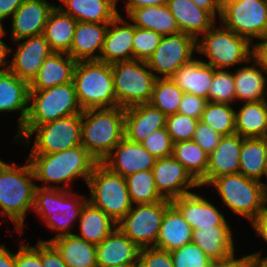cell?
I'll use <instances>...</instances> for the list:
<instances>
[{"instance_id": "obj_10", "label": "cell", "mask_w": 267, "mask_h": 267, "mask_svg": "<svg viewBox=\"0 0 267 267\" xmlns=\"http://www.w3.org/2000/svg\"><path fill=\"white\" fill-rule=\"evenodd\" d=\"M217 188L219 196L234 214L255 219L264 208V184L241 173L225 174L209 184Z\"/></svg>"}, {"instance_id": "obj_5", "label": "cell", "mask_w": 267, "mask_h": 267, "mask_svg": "<svg viewBox=\"0 0 267 267\" xmlns=\"http://www.w3.org/2000/svg\"><path fill=\"white\" fill-rule=\"evenodd\" d=\"M71 190V188L62 189V186L57 188L37 186L35 188L33 210L42 217L50 230L59 231L54 238L44 242H50L64 235L75 234L71 233L70 229L73 227V221L80 218L82 207L88 201V197L76 195L77 193L73 194Z\"/></svg>"}, {"instance_id": "obj_46", "label": "cell", "mask_w": 267, "mask_h": 267, "mask_svg": "<svg viewBox=\"0 0 267 267\" xmlns=\"http://www.w3.org/2000/svg\"><path fill=\"white\" fill-rule=\"evenodd\" d=\"M174 267H210L212 260L193 242L171 252Z\"/></svg>"}, {"instance_id": "obj_43", "label": "cell", "mask_w": 267, "mask_h": 267, "mask_svg": "<svg viewBox=\"0 0 267 267\" xmlns=\"http://www.w3.org/2000/svg\"><path fill=\"white\" fill-rule=\"evenodd\" d=\"M236 101L233 73L214 69L213 82L208 92V102L232 104Z\"/></svg>"}, {"instance_id": "obj_4", "label": "cell", "mask_w": 267, "mask_h": 267, "mask_svg": "<svg viewBox=\"0 0 267 267\" xmlns=\"http://www.w3.org/2000/svg\"><path fill=\"white\" fill-rule=\"evenodd\" d=\"M73 83L82 110L117 107L111 64L77 61Z\"/></svg>"}, {"instance_id": "obj_56", "label": "cell", "mask_w": 267, "mask_h": 267, "mask_svg": "<svg viewBox=\"0 0 267 267\" xmlns=\"http://www.w3.org/2000/svg\"><path fill=\"white\" fill-rule=\"evenodd\" d=\"M25 0H0V23L11 17Z\"/></svg>"}, {"instance_id": "obj_33", "label": "cell", "mask_w": 267, "mask_h": 267, "mask_svg": "<svg viewBox=\"0 0 267 267\" xmlns=\"http://www.w3.org/2000/svg\"><path fill=\"white\" fill-rule=\"evenodd\" d=\"M50 243L57 249L68 267H98L96 244L81 239L76 234L64 235Z\"/></svg>"}, {"instance_id": "obj_32", "label": "cell", "mask_w": 267, "mask_h": 267, "mask_svg": "<svg viewBox=\"0 0 267 267\" xmlns=\"http://www.w3.org/2000/svg\"><path fill=\"white\" fill-rule=\"evenodd\" d=\"M252 66L239 67L233 73L236 101L256 102L266 100V71L251 58ZM254 63V64H253Z\"/></svg>"}, {"instance_id": "obj_20", "label": "cell", "mask_w": 267, "mask_h": 267, "mask_svg": "<svg viewBox=\"0 0 267 267\" xmlns=\"http://www.w3.org/2000/svg\"><path fill=\"white\" fill-rule=\"evenodd\" d=\"M171 203L181 212L183 218L191 225L192 230L212 227L213 225H229L224 214L199 194L191 192L181 195Z\"/></svg>"}, {"instance_id": "obj_34", "label": "cell", "mask_w": 267, "mask_h": 267, "mask_svg": "<svg viewBox=\"0 0 267 267\" xmlns=\"http://www.w3.org/2000/svg\"><path fill=\"white\" fill-rule=\"evenodd\" d=\"M243 103L235 110V132L242 138L267 137V100Z\"/></svg>"}, {"instance_id": "obj_21", "label": "cell", "mask_w": 267, "mask_h": 267, "mask_svg": "<svg viewBox=\"0 0 267 267\" xmlns=\"http://www.w3.org/2000/svg\"><path fill=\"white\" fill-rule=\"evenodd\" d=\"M166 115L149 103L125 108L124 137L141 143L152 132L166 127Z\"/></svg>"}, {"instance_id": "obj_47", "label": "cell", "mask_w": 267, "mask_h": 267, "mask_svg": "<svg viewBox=\"0 0 267 267\" xmlns=\"http://www.w3.org/2000/svg\"><path fill=\"white\" fill-rule=\"evenodd\" d=\"M142 146L156 158H166L173 154V142L166 127L152 132L141 142Z\"/></svg>"}, {"instance_id": "obj_19", "label": "cell", "mask_w": 267, "mask_h": 267, "mask_svg": "<svg viewBox=\"0 0 267 267\" xmlns=\"http://www.w3.org/2000/svg\"><path fill=\"white\" fill-rule=\"evenodd\" d=\"M55 5L47 0H25L12 16L11 38L15 42L43 34Z\"/></svg>"}, {"instance_id": "obj_54", "label": "cell", "mask_w": 267, "mask_h": 267, "mask_svg": "<svg viewBox=\"0 0 267 267\" xmlns=\"http://www.w3.org/2000/svg\"><path fill=\"white\" fill-rule=\"evenodd\" d=\"M252 58L267 72V35L261 37L259 43L252 44Z\"/></svg>"}, {"instance_id": "obj_45", "label": "cell", "mask_w": 267, "mask_h": 267, "mask_svg": "<svg viewBox=\"0 0 267 267\" xmlns=\"http://www.w3.org/2000/svg\"><path fill=\"white\" fill-rule=\"evenodd\" d=\"M199 120L180 113L166 117V128L173 143L193 139L194 131Z\"/></svg>"}, {"instance_id": "obj_24", "label": "cell", "mask_w": 267, "mask_h": 267, "mask_svg": "<svg viewBox=\"0 0 267 267\" xmlns=\"http://www.w3.org/2000/svg\"><path fill=\"white\" fill-rule=\"evenodd\" d=\"M242 137L237 133L222 136L208 157L206 185L219 176L239 173Z\"/></svg>"}, {"instance_id": "obj_42", "label": "cell", "mask_w": 267, "mask_h": 267, "mask_svg": "<svg viewBox=\"0 0 267 267\" xmlns=\"http://www.w3.org/2000/svg\"><path fill=\"white\" fill-rule=\"evenodd\" d=\"M199 121L222 136L236 133L235 110L227 103L207 102Z\"/></svg>"}, {"instance_id": "obj_6", "label": "cell", "mask_w": 267, "mask_h": 267, "mask_svg": "<svg viewBox=\"0 0 267 267\" xmlns=\"http://www.w3.org/2000/svg\"><path fill=\"white\" fill-rule=\"evenodd\" d=\"M82 113L57 119L37 126H22L14 140L30 143V136L36 132L30 154H49L81 145ZM25 138V139H24Z\"/></svg>"}, {"instance_id": "obj_57", "label": "cell", "mask_w": 267, "mask_h": 267, "mask_svg": "<svg viewBox=\"0 0 267 267\" xmlns=\"http://www.w3.org/2000/svg\"><path fill=\"white\" fill-rule=\"evenodd\" d=\"M201 9L211 13L215 18L216 15H221V1L222 0H191ZM217 13V14H216Z\"/></svg>"}, {"instance_id": "obj_59", "label": "cell", "mask_w": 267, "mask_h": 267, "mask_svg": "<svg viewBox=\"0 0 267 267\" xmlns=\"http://www.w3.org/2000/svg\"><path fill=\"white\" fill-rule=\"evenodd\" d=\"M4 35H5V29L3 27L0 30V71H5L9 69L10 64L7 61V56L11 51H13L12 48L5 45V43L1 40L2 36Z\"/></svg>"}, {"instance_id": "obj_50", "label": "cell", "mask_w": 267, "mask_h": 267, "mask_svg": "<svg viewBox=\"0 0 267 267\" xmlns=\"http://www.w3.org/2000/svg\"><path fill=\"white\" fill-rule=\"evenodd\" d=\"M16 267H43L41 260V241L35 246L20 245L18 252L15 253Z\"/></svg>"}, {"instance_id": "obj_25", "label": "cell", "mask_w": 267, "mask_h": 267, "mask_svg": "<svg viewBox=\"0 0 267 267\" xmlns=\"http://www.w3.org/2000/svg\"><path fill=\"white\" fill-rule=\"evenodd\" d=\"M166 4L176 19L179 31L196 40L216 23L217 18L191 0H167Z\"/></svg>"}, {"instance_id": "obj_29", "label": "cell", "mask_w": 267, "mask_h": 267, "mask_svg": "<svg viewBox=\"0 0 267 267\" xmlns=\"http://www.w3.org/2000/svg\"><path fill=\"white\" fill-rule=\"evenodd\" d=\"M213 77L214 68L211 65L193 58L183 64L170 78L184 93L200 96L208 101Z\"/></svg>"}, {"instance_id": "obj_37", "label": "cell", "mask_w": 267, "mask_h": 267, "mask_svg": "<svg viewBox=\"0 0 267 267\" xmlns=\"http://www.w3.org/2000/svg\"><path fill=\"white\" fill-rule=\"evenodd\" d=\"M79 220L81 239L93 244H100L116 227L113 221L101 209L87 201L82 207Z\"/></svg>"}, {"instance_id": "obj_1", "label": "cell", "mask_w": 267, "mask_h": 267, "mask_svg": "<svg viewBox=\"0 0 267 267\" xmlns=\"http://www.w3.org/2000/svg\"><path fill=\"white\" fill-rule=\"evenodd\" d=\"M24 166L8 164L0 160V208L2 217L8 216L15 230L23 232L24 219L29 209L34 208L35 175L30 161Z\"/></svg>"}, {"instance_id": "obj_64", "label": "cell", "mask_w": 267, "mask_h": 267, "mask_svg": "<svg viewBox=\"0 0 267 267\" xmlns=\"http://www.w3.org/2000/svg\"><path fill=\"white\" fill-rule=\"evenodd\" d=\"M4 27V25H2V23H0V30Z\"/></svg>"}, {"instance_id": "obj_14", "label": "cell", "mask_w": 267, "mask_h": 267, "mask_svg": "<svg viewBox=\"0 0 267 267\" xmlns=\"http://www.w3.org/2000/svg\"><path fill=\"white\" fill-rule=\"evenodd\" d=\"M194 51H197L194 37L182 32L166 35L146 63L157 78H170L183 64L193 59Z\"/></svg>"}, {"instance_id": "obj_36", "label": "cell", "mask_w": 267, "mask_h": 267, "mask_svg": "<svg viewBox=\"0 0 267 267\" xmlns=\"http://www.w3.org/2000/svg\"><path fill=\"white\" fill-rule=\"evenodd\" d=\"M77 21L63 13L58 7L50 12L44 27L43 36L53 52L68 54L74 38Z\"/></svg>"}, {"instance_id": "obj_61", "label": "cell", "mask_w": 267, "mask_h": 267, "mask_svg": "<svg viewBox=\"0 0 267 267\" xmlns=\"http://www.w3.org/2000/svg\"><path fill=\"white\" fill-rule=\"evenodd\" d=\"M253 255V267H267V257H261V252H255Z\"/></svg>"}, {"instance_id": "obj_30", "label": "cell", "mask_w": 267, "mask_h": 267, "mask_svg": "<svg viewBox=\"0 0 267 267\" xmlns=\"http://www.w3.org/2000/svg\"><path fill=\"white\" fill-rule=\"evenodd\" d=\"M192 227L171 203L164 214L155 248L172 252L192 242Z\"/></svg>"}, {"instance_id": "obj_12", "label": "cell", "mask_w": 267, "mask_h": 267, "mask_svg": "<svg viewBox=\"0 0 267 267\" xmlns=\"http://www.w3.org/2000/svg\"><path fill=\"white\" fill-rule=\"evenodd\" d=\"M220 19L222 26L246 38L267 35V0H222Z\"/></svg>"}, {"instance_id": "obj_28", "label": "cell", "mask_w": 267, "mask_h": 267, "mask_svg": "<svg viewBox=\"0 0 267 267\" xmlns=\"http://www.w3.org/2000/svg\"><path fill=\"white\" fill-rule=\"evenodd\" d=\"M234 238L229 225L194 229L192 242L212 260H224L235 254Z\"/></svg>"}, {"instance_id": "obj_13", "label": "cell", "mask_w": 267, "mask_h": 267, "mask_svg": "<svg viewBox=\"0 0 267 267\" xmlns=\"http://www.w3.org/2000/svg\"><path fill=\"white\" fill-rule=\"evenodd\" d=\"M169 200L132 205L117 227L139 248L154 247Z\"/></svg>"}, {"instance_id": "obj_22", "label": "cell", "mask_w": 267, "mask_h": 267, "mask_svg": "<svg viewBox=\"0 0 267 267\" xmlns=\"http://www.w3.org/2000/svg\"><path fill=\"white\" fill-rule=\"evenodd\" d=\"M122 24V26L120 25ZM125 24V25H124ZM134 25L118 14L110 23L99 61L113 64L133 59Z\"/></svg>"}, {"instance_id": "obj_27", "label": "cell", "mask_w": 267, "mask_h": 267, "mask_svg": "<svg viewBox=\"0 0 267 267\" xmlns=\"http://www.w3.org/2000/svg\"><path fill=\"white\" fill-rule=\"evenodd\" d=\"M64 55H66L64 57ZM77 61L70 55L52 52L41 65L36 77L29 84L30 90H44L59 84L73 82Z\"/></svg>"}, {"instance_id": "obj_23", "label": "cell", "mask_w": 267, "mask_h": 267, "mask_svg": "<svg viewBox=\"0 0 267 267\" xmlns=\"http://www.w3.org/2000/svg\"><path fill=\"white\" fill-rule=\"evenodd\" d=\"M108 26L109 23L77 22L68 55L76 61L99 60Z\"/></svg>"}, {"instance_id": "obj_17", "label": "cell", "mask_w": 267, "mask_h": 267, "mask_svg": "<svg viewBox=\"0 0 267 267\" xmlns=\"http://www.w3.org/2000/svg\"><path fill=\"white\" fill-rule=\"evenodd\" d=\"M140 249L116 227L96 245L97 266L138 267Z\"/></svg>"}, {"instance_id": "obj_48", "label": "cell", "mask_w": 267, "mask_h": 267, "mask_svg": "<svg viewBox=\"0 0 267 267\" xmlns=\"http://www.w3.org/2000/svg\"><path fill=\"white\" fill-rule=\"evenodd\" d=\"M138 267H174L171 252L155 247L141 248Z\"/></svg>"}, {"instance_id": "obj_53", "label": "cell", "mask_w": 267, "mask_h": 267, "mask_svg": "<svg viewBox=\"0 0 267 267\" xmlns=\"http://www.w3.org/2000/svg\"><path fill=\"white\" fill-rule=\"evenodd\" d=\"M210 267H253V255L248 254L237 259L233 254L227 259L212 261Z\"/></svg>"}, {"instance_id": "obj_7", "label": "cell", "mask_w": 267, "mask_h": 267, "mask_svg": "<svg viewBox=\"0 0 267 267\" xmlns=\"http://www.w3.org/2000/svg\"><path fill=\"white\" fill-rule=\"evenodd\" d=\"M90 190L88 201L101 209L115 223H119L132 208L126 179L97 163L88 178Z\"/></svg>"}, {"instance_id": "obj_15", "label": "cell", "mask_w": 267, "mask_h": 267, "mask_svg": "<svg viewBox=\"0 0 267 267\" xmlns=\"http://www.w3.org/2000/svg\"><path fill=\"white\" fill-rule=\"evenodd\" d=\"M156 189L160 196L173 201L191 193V188L200 187L186 168L173 156L157 158L152 168Z\"/></svg>"}, {"instance_id": "obj_26", "label": "cell", "mask_w": 267, "mask_h": 267, "mask_svg": "<svg viewBox=\"0 0 267 267\" xmlns=\"http://www.w3.org/2000/svg\"><path fill=\"white\" fill-rule=\"evenodd\" d=\"M29 83L19 78L9 69L0 71V112L20 111L19 130L27 117L29 109Z\"/></svg>"}, {"instance_id": "obj_18", "label": "cell", "mask_w": 267, "mask_h": 267, "mask_svg": "<svg viewBox=\"0 0 267 267\" xmlns=\"http://www.w3.org/2000/svg\"><path fill=\"white\" fill-rule=\"evenodd\" d=\"M10 62L9 70L29 84L45 59L53 52L43 34L25 38Z\"/></svg>"}, {"instance_id": "obj_55", "label": "cell", "mask_w": 267, "mask_h": 267, "mask_svg": "<svg viewBox=\"0 0 267 267\" xmlns=\"http://www.w3.org/2000/svg\"><path fill=\"white\" fill-rule=\"evenodd\" d=\"M252 227L255 229L256 234L262 237L267 243V206H264L259 215L251 222Z\"/></svg>"}, {"instance_id": "obj_40", "label": "cell", "mask_w": 267, "mask_h": 267, "mask_svg": "<svg viewBox=\"0 0 267 267\" xmlns=\"http://www.w3.org/2000/svg\"><path fill=\"white\" fill-rule=\"evenodd\" d=\"M183 95V90L171 78H157L149 104L169 116L178 112Z\"/></svg>"}, {"instance_id": "obj_63", "label": "cell", "mask_w": 267, "mask_h": 267, "mask_svg": "<svg viewBox=\"0 0 267 267\" xmlns=\"http://www.w3.org/2000/svg\"><path fill=\"white\" fill-rule=\"evenodd\" d=\"M264 176H266V178H267V158H266V165H265V173H264Z\"/></svg>"}, {"instance_id": "obj_35", "label": "cell", "mask_w": 267, "mask_h": 267, "mask_svg": "<svg viewBox=\"0 0 267 267\" xmlns=\"http://www.w3.org/2000/svg\"><path fill=\"white\" fill-rule=\"evenodd\" d=\"M128 18L133 21L135 27L153 30L162 36L180 33L167 4L135 8L128 14Z\"/></svg>"}, {"instance_id": "obj_9", "label": "cell", "mask_w": 267, "mask_h": 267, "mask_svg": "<svg viewBox=\"0 0 267 267\" xmlns=\"http://www.w3.org/2000/svg\"><path fill=\"white\" fill-rule=\"evenodd\" d=\"M82 111L73 82L44 90H30L29 109L23 126L42 125Z\"/></svg>"}, {"instance_id": "obj_41", "label": "cell", "mask_w": 267, "mask_h": 267, "mask_svg": "<svg viewBox=\"0 0 267 267\" xmlns=\"http://www.w3.org/2000/svg\"><path fill=\"white\" fill-rule=\"evenodd\" d=\"M125 179L132 204L156 203L164 200L156 189L152 170L139 171Z\"/></svg>"}, {"instance_id": "obj_2", "label": "cell", "mask_w": 267, "mask_h": 267, "mask_svg": "<svg viewBox=\"0 0 267 267\" xmlns=\"http://www.w3.org/2000/svg\"><path fill=\"white\" fill-rule=\"evenodd\" d=\"M35 180L46 183L42 188H57L53 184L65 183L62 189H68L70 182L82 177L88 182L94 166L98 163L82 146L49 154H29Z\"/></svg>"}, {"instance_id": "obj_51", "label": "cell", "mask_w": 267, "mask_h": 267, "mask_svg": "<svg viewBox=\"0 0 267 267\" xmlns=\"http://www.w3.org/2000/svg\"><path fill=\"white\" fill-rule=\"evenodd\" d=\"M207 102V99L203 97L184 93L178 108V113L200 120Z\"/></svg>"}, {"instance_id": "obj_49", "label": "cell", "mask_w": 267, "mask_h": 267, "mask_svg": "<svg viewBox=\"0 0 267 267\" xmlns=\"http://www.w3.org/2000/svg\"><path fill=\"white\" fill-rule=\"evenodd\" d=\"M221 137L222 135L213 130L209 125L199 121L192 140L207 154H210L218 146Z\"/></svg>"}, {"instance_id": "obj_52", "label": "cell", "mask_w": 267, "mask_h": 267, "mask_svg": "<svg viewBox=\"0 0 267 267\" xmlns=\"http://www.w3.org/2000/svg\"><path fill=\"white\" fill-rule=\"evenodd\" d=\"M41 241V260L43 267H68L57 249L50 243Z\"/></svg>"}, {"instance_id": "obj_58", "label": "cell", "mask_w": 267, "mask_h": 267, "mask_svg": "<svg viewBox=\"0 0 267 267\" xmlns=\"http://www.w3.org/2000/svg\"><path fill=\"white\" fill-rule=\"evenodd\" d=\"M167 0H127L125 8L127 15L135 8L146 6H162L165 5Z\"/></svg>"}, {"instance_id": "obj_62", "label": "cell", "mask_w": 267, "mask_h": 267, "mask_svg": "<svg viewBox=\"0 0 267 267\" xmlns=\"http://www.w3.org/2000/svg\"><path fill=\"white\" fill-rule=\"evenodd\" d=\"M264 186V206L267 205V185H263Z\"/></svg>"}, {"instance_id": "obj_16", "label": "cell", "mask_w": 267, "mask_h": 267, "mask_svg": "<svg viewBox=\"0 0 267 267\" xmlns=\"http://www.w3.org/2000/svg\"><path fill=\"white\" fill-rule=\"evenodd\" d=\"M156 159L141 143L124 137L101 163L125 178L139 171L152 170Z\"/></svg>"}, {"instance_id": "obj_8", "label": "cell", "mask_w": 267, "mask_h": 267, "mask_svg": "<svg viewBox=\"0 0 267 267\" xmlns=\"http://www.w3.org/2000/svg\"><path fill=\"white\" fill-rule=\"evenodd\" d=\"M221 27V28H220ZM207 30L196 40L197 53H202L214 69H225L239 63H251L252 44L222 25Z\"/></svg>"}, {"instance_id": "obj_38", "label": "cell", "mask_w": 267, "mask_h": 267, "mask_svg": "<svg viewBox=\"0 0 267 267\" xmlns=\"http://www.w3.org/2000/svg\"><path fill=\"white\" fill-rule=\"evenodd\" d=\"M267 137L242 138L239 173L261 182L265 173Z\"/></svg>"}, {"instance_id": "obj_44", "label": "cell", "mask_w": 267, "mask_h": 267, "mask_svg": "<svg viewBox=\"0 0 267 267\" xmlns=\"http://www.w3.org/2000/svg\"><path fill=\"white\" fill-rule=\"evenodd\" d=\"M162 37L153 30L134 26L133 59L147 61L160 44Z\"/></svg>"}, {"instance_id": "obj_31", "label": "cell", "mask_w": 267, "mask_h": 267, "mask_svg": "<svg viewBox=\"0 0 267 267\" xmlns=\"http://www.w3.org/2000/svg\"><path fill=\"white\" fill-rule=\"evenodd\" d=\"M58 8L77 22L110 23L119 13L117 0H60Z\"/></svg>"}, {"instance_id": "obj_39", "label": "cell", "mask_w": 267, "mask_h": 267, "mask_svg": "<svg viewBox=\"0 0 267 267\" xmlns=\"http://www.w3.org/2000/svg\"><path fill=\"white\" fill-rule=\"evenodd\" d=\"M172 156L186 168L200 187L206 185L209 154L202 150L195 141L174 143Z\"/></svg>"}, {"instance_id": "obj_60", "label": "cell", "mask_w": 267, "mask_h": 267, "mask_svg": "<svg viewBox=\"0 0 267 267\" xmlns=\"http://www.w3.org/2000/svg\"><path fill=\"white\" fill-rule=\"evenodd\" d=\"M0 267H16L15 254L10 252L5 245H0Z\"/></svg>"}, {"instance_id": "obj_11", "label": "cell", "mask_w": 267, "mask_h": 267, "mask_svg": "<svg viewBox=\"0 0 267 267\" xmlns=\"http://www.w3.org/2000/svg\"><path fill=\"white\" fill-rule=\"evenodd\" d=\"M119 107L149 103L157 77L146 61L132 59L111 64Z\"/></svg>"}, {"instance_id": "obj_3", "label": "cell", "mask_w": 267, "mask_h": 267, "mask_svg": "<svg viewBox=\"0 0 267 267\" xmlns=\"http://www.w3.org/2000/svg\"><path fill=\"white\" fill-rule=\"evenodd\" d=\"M125 108L82 111L81 145L101 163L124 138Z\"/></svg>"}]
</instances>
